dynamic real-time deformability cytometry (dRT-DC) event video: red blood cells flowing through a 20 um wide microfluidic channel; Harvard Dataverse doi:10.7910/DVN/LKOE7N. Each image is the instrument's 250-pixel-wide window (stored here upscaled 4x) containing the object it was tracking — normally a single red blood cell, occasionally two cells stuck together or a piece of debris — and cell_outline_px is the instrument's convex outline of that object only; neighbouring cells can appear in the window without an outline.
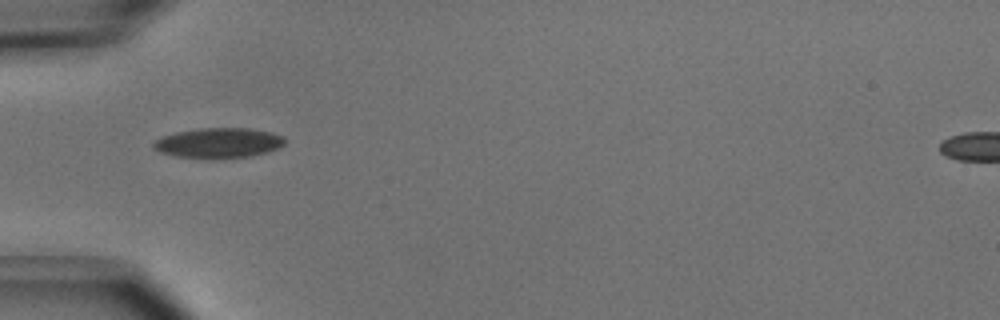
{"species": "common noctule bat (a hibernating species)", "species_latin": "Nyctalus noctula", "temperature_condition": "cold", "stored_images_in_passage": 35, "camera_frame_rate_fps": 3000, "um_per_image_px": 0.085, "animal": {"sex": "male", "body_mass_g": 15.6}, "frame": {"image": 1, "passage_image": 1, "time_ms": 0.0, "image_size_px": [1000, 320], "cell_outline_px": [[284, 144], [276, 148], [264, 152], [248, 156], [208, 160], [176, 156], [160, 152], [152, 148], [152, 144], [156, 140], [164, 136], [176, 132], [200, 128], [248, 128], [268, 132], [284, 136]], "centroid_in_image_um": [18.52, 12.16], "position_along_channel_um": 66.5, "area_um2": 23.0}}
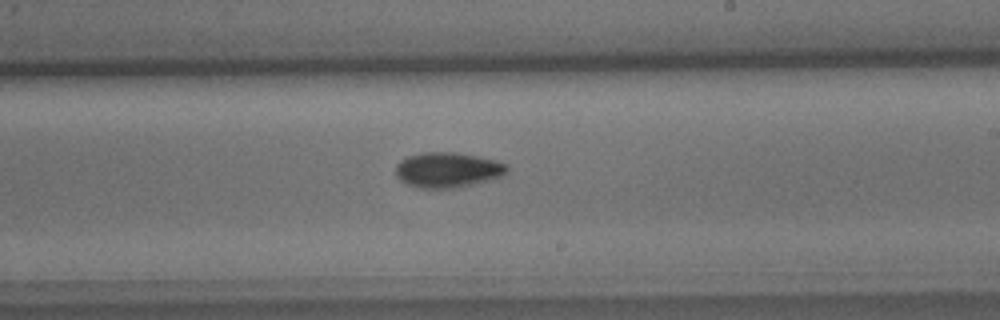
{"frame": {"image": 2, "passage_image": 15, "time_ms": 4.667, "image_size_px": [1000, 320], "cell_outline_px": [[508, 172], [500, 176], [488, 180], [472, 184], [452, 188], [420, 188], [408, 184], [400, 180], [396, 176], [396, 164], [400, 160], [408, 156], [424, 152], [456, 152], [496, 160], [508, 164]], "centroid_in_image_um": [38.04, 14.43], "position_along_channel_um": 251.0, "area_um2": 22.77}}
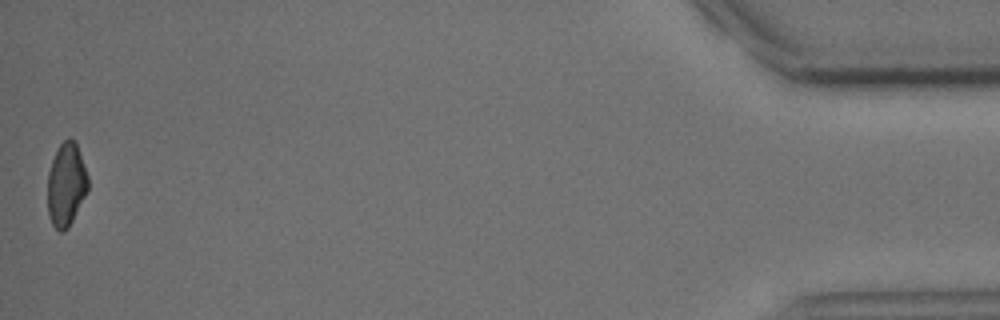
{"frame": {"image": 3, "passage_image": 35, "time_ms": 11.333, "image_size_px": [1000, 320], "cell_outline_px": [[88, 188], [68, 228], [64, 232], [60, 232], [52, 224], [48, 216], [48, 172], [56, 148], [68, 136], [72, 136], [76, 144], [88, 176]], "centroid_in_image_um": [5.6, 15.66], "position_along_channel_um": 429.6, "area_um2": 19.54}, "authors_computed_cell_mechanics": {"area_um2": 21.4438, "velocity_mm_per_s": 3.969, "shape_relaxation_time_tau1_ms": 2.3234, "shape_relaxation_time_tau2_ms": null, "deformation_change_tau1": 0.1073, "deformation_change_tau2": null}}